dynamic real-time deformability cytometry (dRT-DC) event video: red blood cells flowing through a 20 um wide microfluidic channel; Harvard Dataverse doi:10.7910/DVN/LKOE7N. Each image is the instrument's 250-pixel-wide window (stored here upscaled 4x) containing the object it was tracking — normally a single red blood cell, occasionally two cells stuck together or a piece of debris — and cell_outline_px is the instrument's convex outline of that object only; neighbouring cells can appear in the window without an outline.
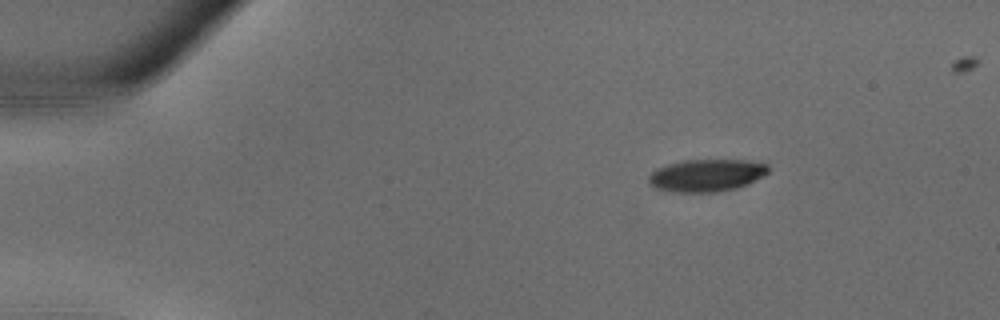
{"species": "common noctule bat (a hibernating species)", "species_latin": "Nyctalus noctula", "temperature_condition": "warm", "stored_images_in_passage": 31, "camera_frame_rate_fps": 3000, "um_per_image_px": 0.085, "animal": {"sex": "male", "body_mass_g": 18.8}, "frame": {"image": 1, "passage_image": 1, "time_ms": 0.0, "image_size_px": [1000, 320], "cell_outline_px": [[768, 172], [736, 188], [720, 192], [672, 192], [656, 188], [648, 184], [648, 176], [656, 168], [668, 164], [684, 160], [744, 160], [768, 164]], "centroid_in_image_um": [59.98, 14.9], "position_along_channel_um": 25.0, "area_um2": 22.37}}
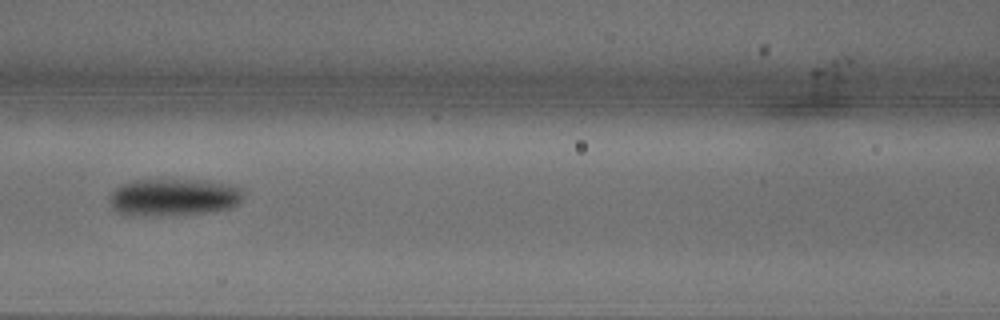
{"frame": {"image": 2, "passage_image": 12, "time_ms": 3.667, "image_size_px": [1000, 320], "cell_outline_px": [[240, 204], [232, 208], [212, 212], [168, 216], [124, 216], [116, 212], [112, 208], [108, 200], [108, 196], [120, 184], [132, 180], [200, 180], [232, 184], [240, 188]], "centroid_in_image_um": [14.69, 16.79], "position_along_channel_um": 151.9, "area_um2": 29.77}}
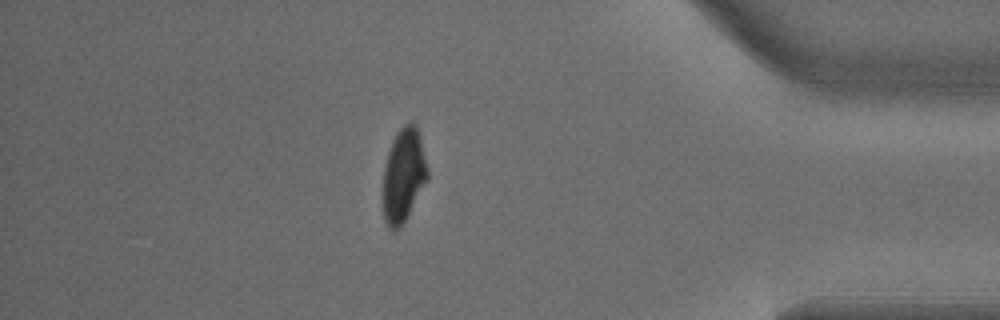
{"frame": {"image": 3, "passage_image": 27, "time_ms": 8.667, "image_size_px": [1000, 320], "cell_outline_px": [[428, 180], [400, 228], [396, 232], [392, 232], [388, 228], [384, 220], [380, 196], [384, 168], [388, 152], [392, 140], [396, 132], [408, 120], [412, 120], [416, 124], [420, 136], [428, 172]], "centroid_in_image_um": [34.25, 14.93], "position_along_channel_um": 400.9, "area_um2": 25.14}}